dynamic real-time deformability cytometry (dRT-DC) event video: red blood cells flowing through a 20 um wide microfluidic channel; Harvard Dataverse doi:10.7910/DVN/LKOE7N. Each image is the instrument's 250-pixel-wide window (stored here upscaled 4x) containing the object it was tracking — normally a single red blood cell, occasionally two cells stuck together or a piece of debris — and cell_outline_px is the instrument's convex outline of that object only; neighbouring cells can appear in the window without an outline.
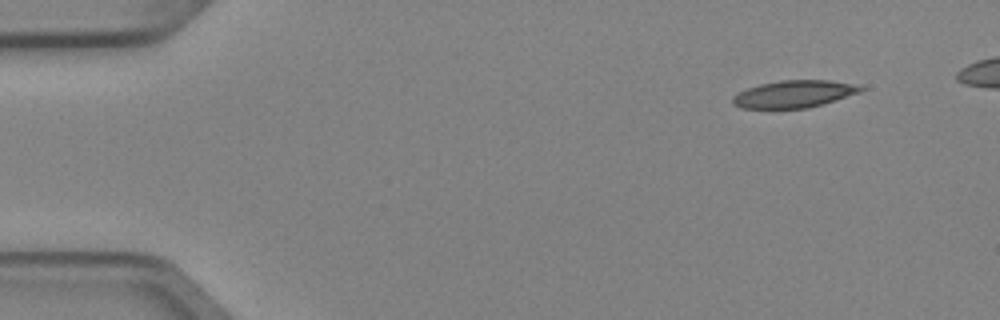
{"species": "Egyptian fruit bat (a non-hibernating species)", "species_latin": "Rousettus aegyptiacus", "temperature_condition": "cold", "stored_images_in_passage": 7, "camera_frame_rate_fps": 3000, "um_per_image_px": 0.085, "animal": {"sex": "female"}, "frame": {"image": 1, "passage_image": 1, "time_ms": 0.0, "image_size_px": [1000, 320], "cell_outline_px": [[864, 88], [860, 92], [824, 104], [808, 108], [740, 108], [732, 104], [732, 96], [748, 88], [760, 84], [780, 80], [828, 80], [860, 84]], "centroid_in_image_um": [67.52, 7.99], "position_along_channel_um": 17.5, "area_um2": 20.4}}
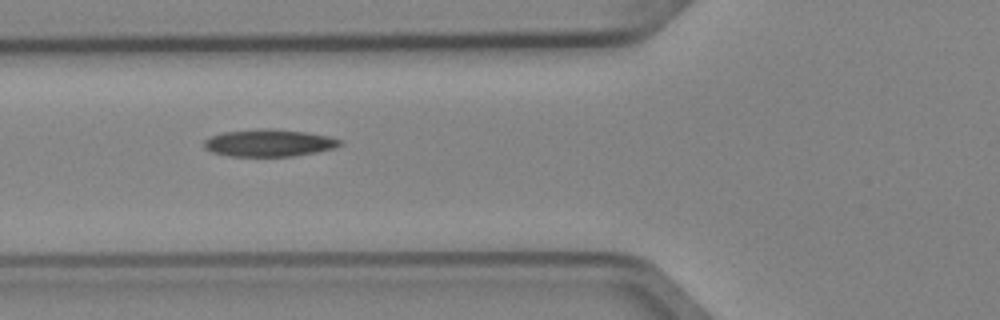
{"frame": {"image": 2, "passage_image": 5, "time_ms": 1.333, "image_size_px": [1000, 320], "cell_outline_px": [[344, 144], [336, 148], [316, 152], [292, 156], [228, 156], [212, 152], [204, 148], [204, 140], [212, 136], [224, 132], [260, 128], [272, 128], [308, 132], [328, 136], [340, 140]], "centroid_in_image_um": [22.89, 12.14], "position_along_channel_um": 102.9, "area_um2": 21.68}}
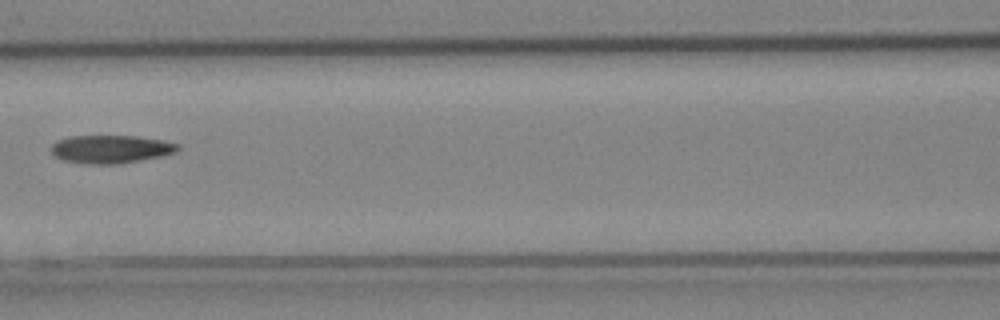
{"frame": {"image": 3, "passage_image": 6, "time_ms": 1.667, "image_size_px": [1000, 320], "cell_outline_px": [[180, 148], [176, 152], [160, 156], [120, 164], [84, 164], [64, 160], [52, 156], [52, 144], [56, 140], [68, 136], [136, 136], [160, 140], [180, 144]], "centroid_in_image_um": [9.38, 12.68], "position_along_channel_um": 157.2, "area_um2": 20.81}}